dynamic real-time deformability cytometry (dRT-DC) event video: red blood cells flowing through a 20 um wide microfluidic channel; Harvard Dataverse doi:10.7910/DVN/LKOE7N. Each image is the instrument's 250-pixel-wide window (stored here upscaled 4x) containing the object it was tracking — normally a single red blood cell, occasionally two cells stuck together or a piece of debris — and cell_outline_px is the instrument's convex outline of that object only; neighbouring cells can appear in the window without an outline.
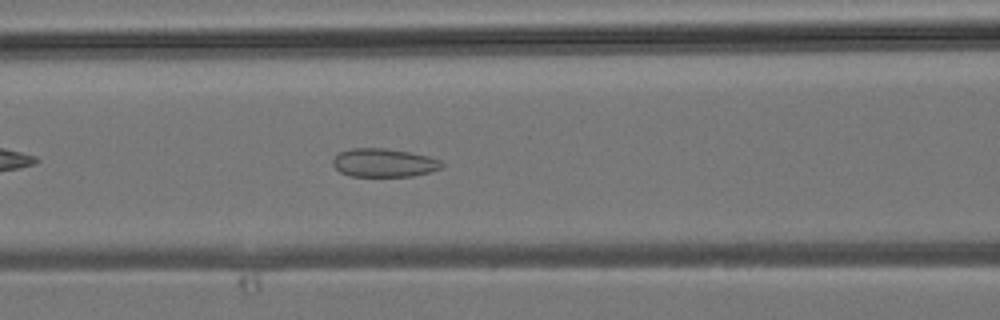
{"species": "common noctule bat (a hibernating species)", "species_latin": "Nyctalus noctula", "temperature_condition": "room temperature", "stored_images_in_passage": 38, "camera_frame_rate_fps": 3000, "um_per_image_px": 0.085, "animal": {"sex": "male", "body_mass_g": 19.2, "forearm_length_mm": 51.8}, "frame": {"image": 1, "passage_image": 16, "time_ms": 5.0, "image_size_px": [1000, 320], "cell_outline_px": [[444, 164], [440, 168], [428, 172], [412, 176], [352, 176], [340, 172], [332, 164], [332, 160], [340, 152], [352, 148], [384, 148], [408, 152], [428, 156], [440, 160]], "centroid_in_image_um": [32.61, 13.83], "position_along_channel_um": 134.0, "area_um2": 17.86}}
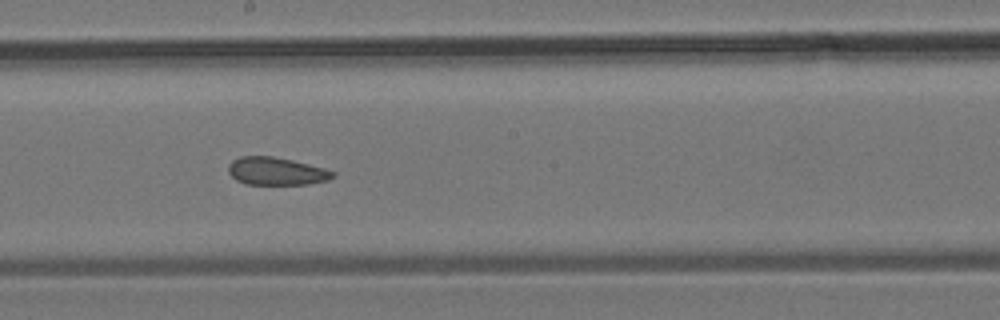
{"frame": {"image": 2, "passage_image": 21, "time_ms": 6.667, "image_size_px": [1000, 320], "cell_outline_px": [[336, 176], [328, 180], [308, 184], [248, 184], [236, 180], [228, 172], [228, 164], [232, 160], [240, 156], [272, 156], [292, 160], [324, 168], [336, 172]], "centroid_in_image_um": [23.49, 14.55], "position_along_channel_um": 224.7, "area_um2": 16.94}}
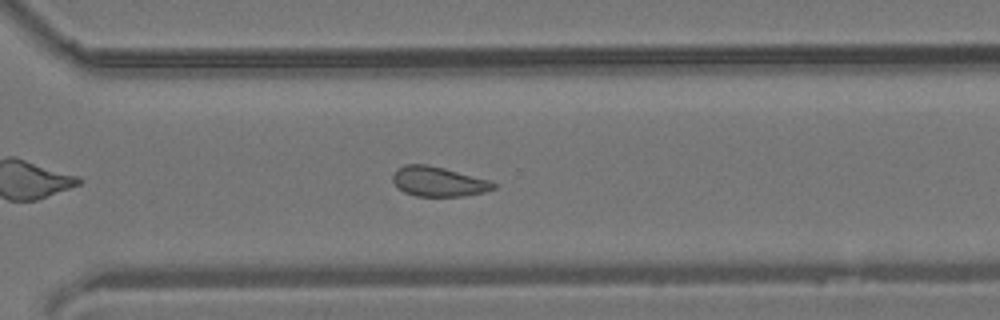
{"frame": {"image": 3, "passage_image": 27, "time_ms": 8.667, "image_size_px": [1000, 320], "cell_outline_px": [[496, 188], [484, 192], [464, 196], [416, 196], [404, 192], [392, 180], [392, 176], [396, 168], [404, 164], [428, 164], [444, 168], [488, 180], [496, 184]], "centroid_in_image_um": [37.24, 15.43], "position_along_channel_um": 333.4, "area_um2": 17.4}}